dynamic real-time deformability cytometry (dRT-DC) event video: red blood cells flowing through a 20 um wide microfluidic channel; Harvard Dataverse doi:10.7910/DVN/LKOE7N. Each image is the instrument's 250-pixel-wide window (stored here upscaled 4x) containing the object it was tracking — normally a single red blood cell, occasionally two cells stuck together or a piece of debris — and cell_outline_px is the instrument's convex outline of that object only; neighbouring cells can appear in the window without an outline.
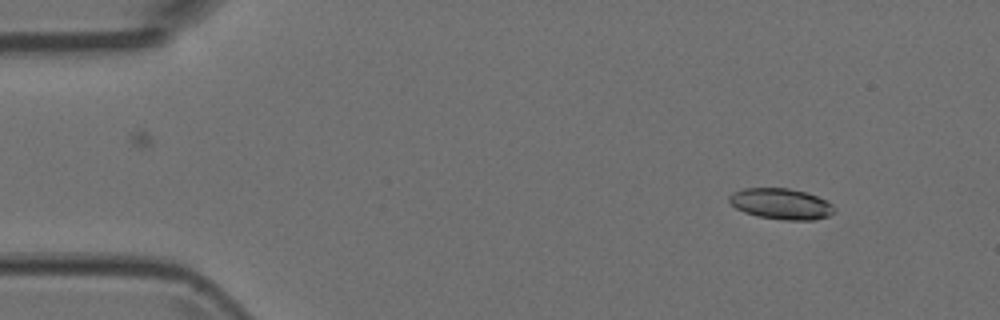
{"species": "Egyptian fruit bat (a non-hibernating species)", "species_latin": "Rousettus aegyptiacus", "temperature_condition": "room temperature", "stored_images_in_passage": 4, "camera_frame_rate_fps": 3000, "um_per_image_px": 0.085, "animal": {"sex": "female"}, "frame": {"image": 1, "passage_image": 1, "time_ms": 0.0, "image_size_px": [1000, 320], "cell_outline_px": [[836, 208], [828, 216], [816, 220], [784, 220], [756, 216], [744, 212], [736, 208], [728, 200], [728, 196], [732, 192], [744, 188], [788, 188], [804, 192], [828, 200]], "centroid_in_image_um": [66.38, 17.33], "position_along_channel_um": 18.6, "area_um2": 19.02}}
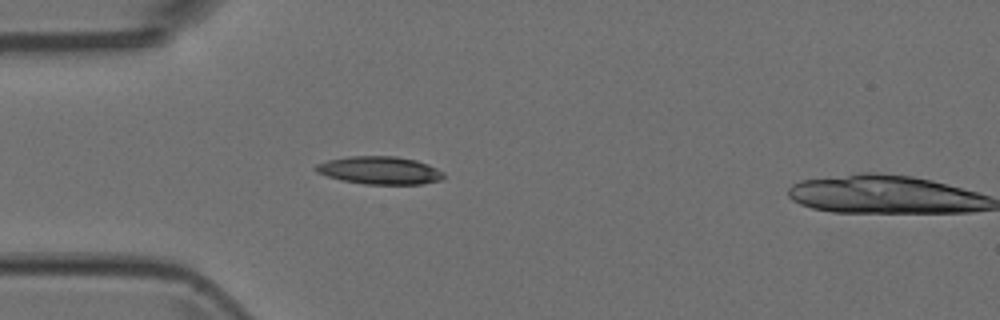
{"frame": {"image": 2, "passage_image": 3, "time_ms": 0.667, "image_size_px": [1000, 320], "cell_outline_px": [[444, 176], [440, 180], [424, 184], [364, 184], [340, 180], [316, 172], [312, 168], [316, 164], [328, 160], [348, 156], [396, 156], [416, 160], [428, 164], [444, 172]], "centroid_in_image_um": [32.26, 14.48], "position_along_channel_um": 52.7, "area_um2": 20.87}}